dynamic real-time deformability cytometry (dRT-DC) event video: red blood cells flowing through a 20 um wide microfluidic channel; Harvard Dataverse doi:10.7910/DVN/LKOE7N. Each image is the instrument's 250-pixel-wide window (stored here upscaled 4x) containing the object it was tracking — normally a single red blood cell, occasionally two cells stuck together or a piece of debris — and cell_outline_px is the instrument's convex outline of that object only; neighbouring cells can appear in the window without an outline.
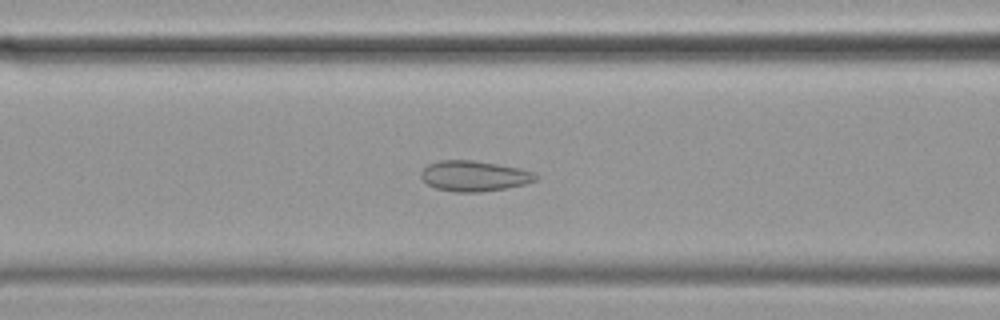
{"species": "common noctule bat (a hibernating species)", "species_latin": "Nyctalus noctula", "temperature_condition": "cold", "stored_images_in_passage": 57, "camera_frame_rate_fps": 3000, "um_per_image_px": 0.085, "animal": {"sex": "female", "body_mass_g": 19.9}, "frame": {"image": 1, "passage_image": 22, "time_ms": 7.0, "image_size_px": [1000, 320], "cell_outline_px": [[540, 176], [536, 180], [524, 184], [508, 188], [480, 192], [452, 192], [436, 188], [428, 184], [420, 176], [420, 172], [428, 164], [440, 160], [472, 160], [520, 168], [536, 172]], "centroid_in_image_um": [40.33, 14.96], "position_along_channel_um": 126.3, "area_um2": 20.52}}
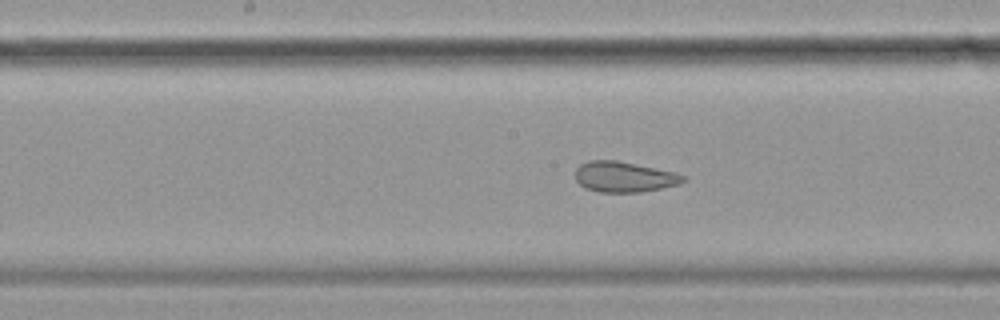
{"frame": {"image": 2, "passage_image": 28, "time_ms": 9.0, "image_size_px": [1000, 320], "cell_outline_px": [[688, 180], [680, 184], [640, 192], [600, 192], [584, 188], [576, 180], [576, 168], [580, 164], [588, 160], [616, 160], [672, 172], [684, 176]], "centroid_in_image_um": [53.02, 15.04], "position_along_channel_um": 195.2, "area_um2": 19.02}}
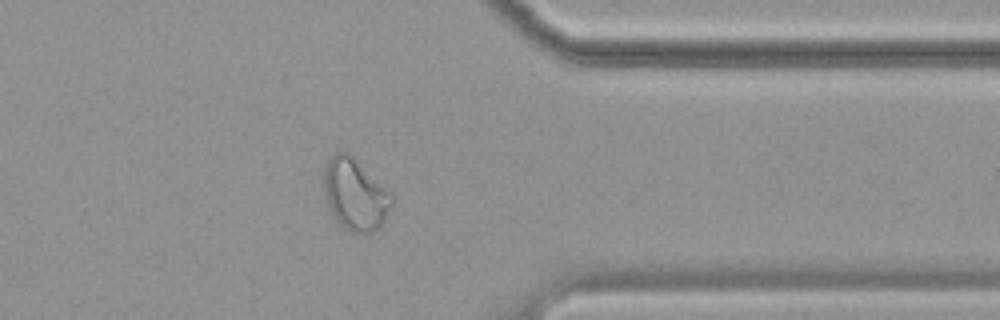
{"frame": {"image": 3, "passage_image": 45, "time_ms": 14.667, "image_size_px": [1000, 320], "cell_outline_px": [[392, 204], [384, 220], [372, 232], [352, 232], [344, 228], [336, 220], [328, 208], [320, 184], [324, 168], [328, 160], [336, 152], [348, 152], [392, 192]], "centroid_in_image_um": [30.13, 16.5], "position_along_channel_um": 381.3, "area_um2": 28.61}, "authors_computed_cell_mechanics": {"area_um2": 25.0852, "velocity_mm_per_s": 3.45, "shape_relaxation_time_tau1_ms": null, "shape_relaxation_time_tau2_ms": 1.4897, "deformation_change_tau1": null, "deformation_change_tau2": 0.0597}}